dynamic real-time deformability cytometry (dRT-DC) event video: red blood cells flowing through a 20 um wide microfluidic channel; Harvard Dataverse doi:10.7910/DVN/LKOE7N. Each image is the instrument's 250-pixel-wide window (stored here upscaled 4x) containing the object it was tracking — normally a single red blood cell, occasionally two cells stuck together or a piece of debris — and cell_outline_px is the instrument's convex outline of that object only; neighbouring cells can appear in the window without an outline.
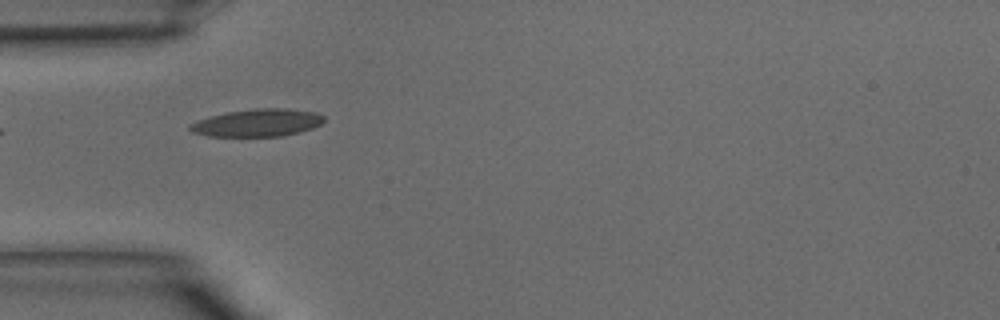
{"species": "common noctule bat (a hibernating species)", "species_latin": "Nyctalus noctula", "temperature_condition": "warm", "stored_images_in_passage": 3, "camera_frame_rate_fps": 3000, "um_per_image_px": 0.085, "animal": {"sex": "male", "body_mass_g": 15.6}, "frame": {"image": 1, "passage_image": 1, "time_ms": 0.0, "image_size_px": [1000, 320], "cell_outline_px": [[324, 120], [320, 124], [312, 128], [280, 136], [208, 136], [192, 132], [188, 128], [188, 124], [196, 120], [228, 112], [256, 108], [288, 108], [316, 112], [324, 116]], "centroid_in_image_um": [21.86, 10.43], "position_along_channel_um": 63.1, "area_um2": 21.39}}